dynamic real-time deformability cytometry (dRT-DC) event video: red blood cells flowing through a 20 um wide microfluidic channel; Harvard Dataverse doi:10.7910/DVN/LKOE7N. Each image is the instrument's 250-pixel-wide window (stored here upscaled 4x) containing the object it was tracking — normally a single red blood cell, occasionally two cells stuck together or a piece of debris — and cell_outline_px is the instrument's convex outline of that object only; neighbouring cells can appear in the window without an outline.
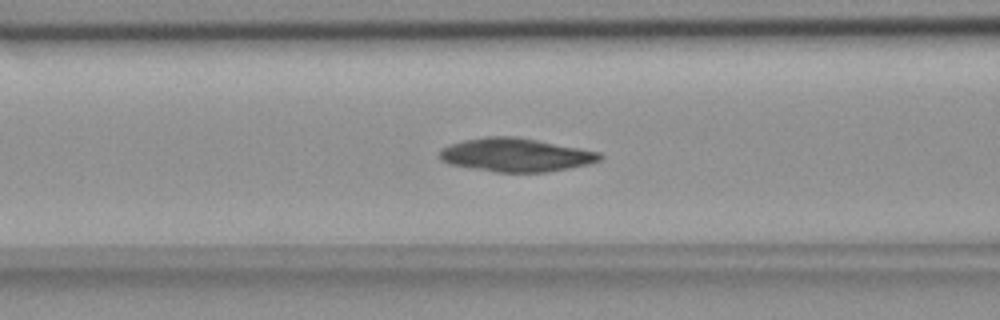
{"species": "common noctule bat (a hibernating species)", "species_latin": "Nyctalus noctula", "temperature_condition": "room temperature", "stored_images_in_passage": 49, "camera_frame_rate_fps": 3000, "um_per_image_px": 0.085, "animal": {"sex": "female", "body_mass_g": 18.4}, "frame": {"image": 1, "passage_image": 16, "time_ms": 5.0, "image_size_px": [1000, 320], "cell_outline_px": [[604, 156], [600, 160], [588, 164], [568, 168], [544, 172], [496, 172], [448, 164], [440, 160], [436, 156], [448, 144], [464, 140], [488, 136], [516, 136], [580, 148], [600, 152]], "centroid_in_image_um": [43.81, 13.16], "position_along_channel_um": 122.8, "area_um2": 31.27}}
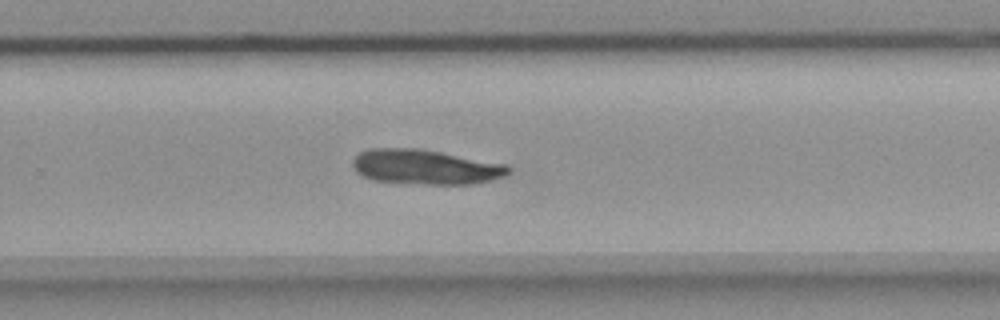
{"frame": {"image": 2, "passage_image": 30, "time_ms": 9.667, "image_size_px": [1000, 320], "cell_outline_px": [[512, 172], [504, 176], [476, 184], [424, 184], [372, 180], [356, 172], [352, 164], [352, 160], [360, 152], [372, 148], [420, 148], [504, 164], [512, 168]], "centroid_in_image_um": [36.16, 14.19], "position_along_channel_um": 293.6, "area_um2": 31.56}}
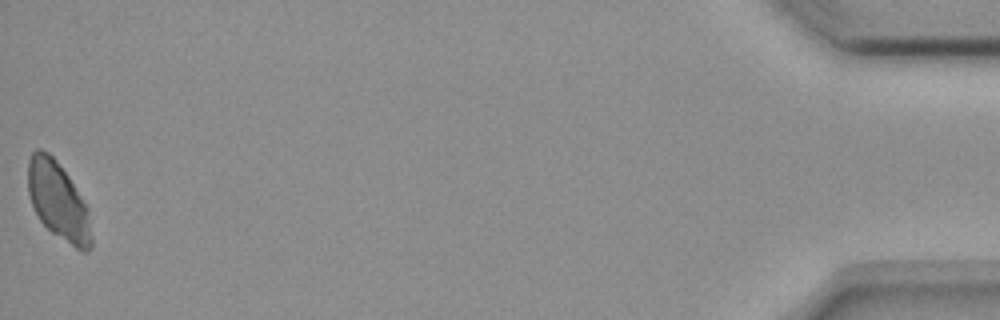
{"frame": {"image": 3, "passage_image": 49, "time_ms": 16.0, "image_size_px": [1000, 320], "cell_outline_px": [[92, 248], [88, 252], [80, 252], [52, 232], [40, 220], [32, 204], [28, 192], [28, 160], [32, 152], [36, 148], [40, 148], [48, 152], [56, 160], [68, 176], [88, 208], [92, 236]], "centroid_in_image_um": [4.96, 17.1], "position_along_channel_um": 430.2, "area_um2": 28.78}}